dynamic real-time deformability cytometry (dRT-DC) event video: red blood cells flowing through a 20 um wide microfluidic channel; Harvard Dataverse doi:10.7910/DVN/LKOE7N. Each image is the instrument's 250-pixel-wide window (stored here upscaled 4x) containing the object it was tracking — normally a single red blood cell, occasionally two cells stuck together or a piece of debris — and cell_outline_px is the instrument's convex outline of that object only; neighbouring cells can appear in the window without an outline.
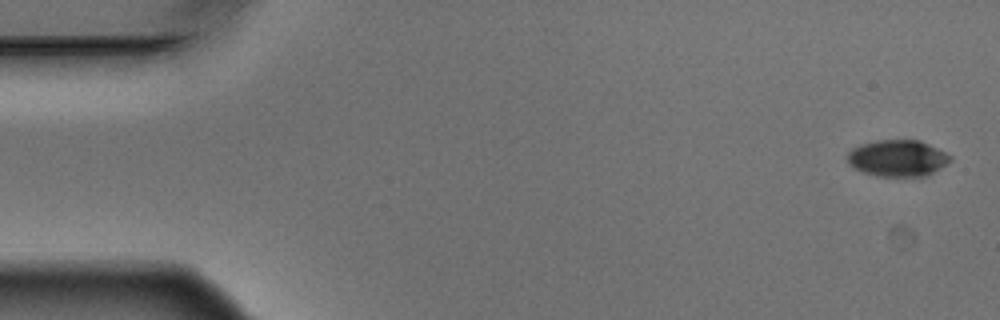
{"species": "Egyptian fruit bat (a non-hibernating species)", "species_latin": "Rousettus aegyptiacus", "temperature_condition": "warm", "stored_images_in_passage": 5, "camera_frame_rate_fps": 3000, "um_per_image_px": 0.085, "animal": {"sex": "male"}, "frame": {"image": 1, "passage_image": 1, "time_ms": 0.0, "image_size_px": [1000, 320], "cell_outline_px": [[952, 160], [948, 164], [928, 176], [876, 176], [864, 172], [848, 164], [848, 152], [852, 148], [860, 144], [876, 140], [920, 140], [952, 156]], "centroid_in_image_um": [76.32, 13.45], "position_along_channel_um": 8.7, "area_um2": 21.96}}
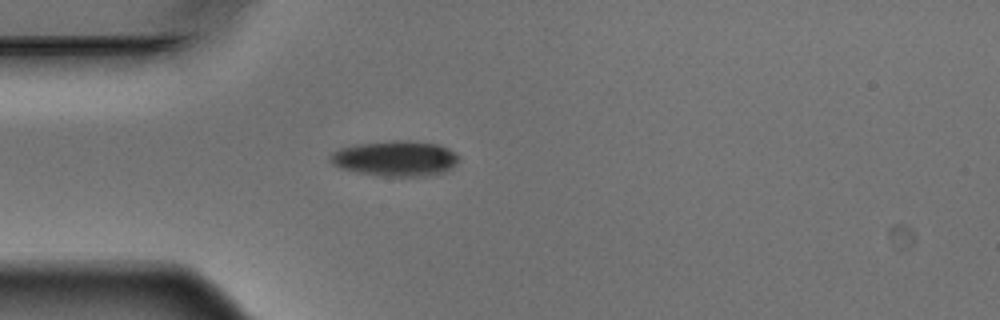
{"frame": {"image": 2, "passage_image": 5, "time_ms": 1.333, "image_size_px": [1000, 320], "cell_outline_px": [[460, 160], [452, 168], [436, 176], [376, 176], [356, 172], [340, 168], [332, 164], [328, 160], [328, 156], [332, 152], [340, 148], [356, 144], [392, 140], [408, 140], [436, 144], [448, 148], [460, 156]], "centroid_in_image_um": [33.61, 13.48], "position_along_channel_um": 51.4, "area_um2": 27.05}}